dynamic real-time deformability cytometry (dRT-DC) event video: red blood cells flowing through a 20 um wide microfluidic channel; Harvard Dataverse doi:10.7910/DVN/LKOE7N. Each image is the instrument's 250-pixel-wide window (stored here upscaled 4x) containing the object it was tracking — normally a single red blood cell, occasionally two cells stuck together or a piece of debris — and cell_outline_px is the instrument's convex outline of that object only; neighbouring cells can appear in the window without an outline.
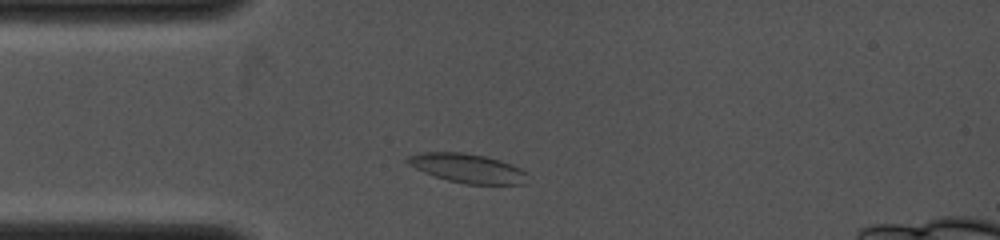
{"species": "common noctule bat (a hibernating species)", "species_latin": "Nyctalus noctula", "temperature_condition": "cold", "stored_images_in_passage": 15, "camera_frame_rate_fps": 4000, "um_per_image_px": 0.085, "animal": {"sex": "female", "body_mass_g": 19.0, "forearm_length_mm": 53.3}, "frame": {"image": 1, "passage_image": 4, "time_ms": 1.0, "image_size_px": [1000, 240], "cell_outline_px": [[528, 172], [524, 184], [464, 184], [448, 180], [424, 172], [408, 164], [404, 160], [408, 156], [420, 152], [464, 152], [484, 156], [500, 160], [512, 164]], "centroid_in_image_um": [39.74, 14.29], "position_along_channel_um": 45.3, "area_um2": 20.35}}
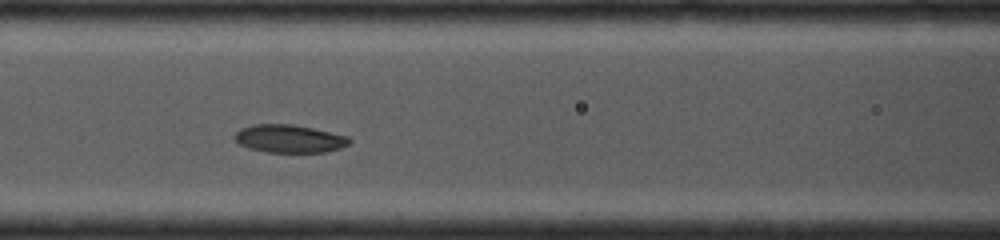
{"frame": {"image": 2, "passage_image": 12, "time_ms": 3.25, "image_size_px": [1000, 240], "cell_outline_px": [[352, 140], [348, 144], [340, 148], [324, 152], [268, 152], [248, 148], [240, 144], [232, 136], [240, 128], [252, 124], [292, 124], [312, 128], [348, 136]], "centroid_in_image_um": [24.56, 11.78], "position_along_channel_um": 142.0, "area_um2": 18.67}}
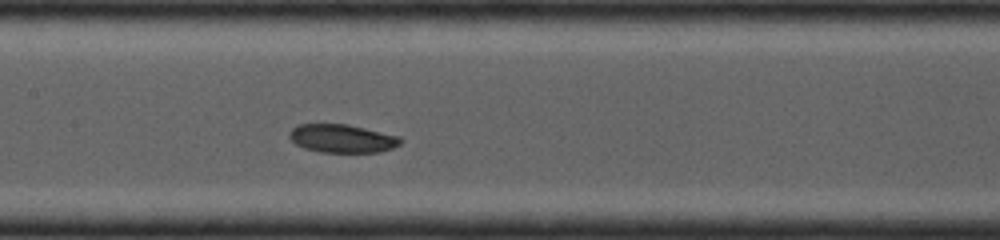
{"frame": {"image": 3, "passage_image": 15, "time_ms": 4.0, "image_size_px": [1000, 240], "cell_outline_px": [[400, 144], [392, 148], [380, 152], [320, 152], [304, 148], [296, 144], [288, 136], [288, 132], [296, 124], [348, 124], [400, 136]], "centroid_in_image_um": [29.05, 11.76], "position_along_channel_um": 178.3, "area_um2": 18.38}}